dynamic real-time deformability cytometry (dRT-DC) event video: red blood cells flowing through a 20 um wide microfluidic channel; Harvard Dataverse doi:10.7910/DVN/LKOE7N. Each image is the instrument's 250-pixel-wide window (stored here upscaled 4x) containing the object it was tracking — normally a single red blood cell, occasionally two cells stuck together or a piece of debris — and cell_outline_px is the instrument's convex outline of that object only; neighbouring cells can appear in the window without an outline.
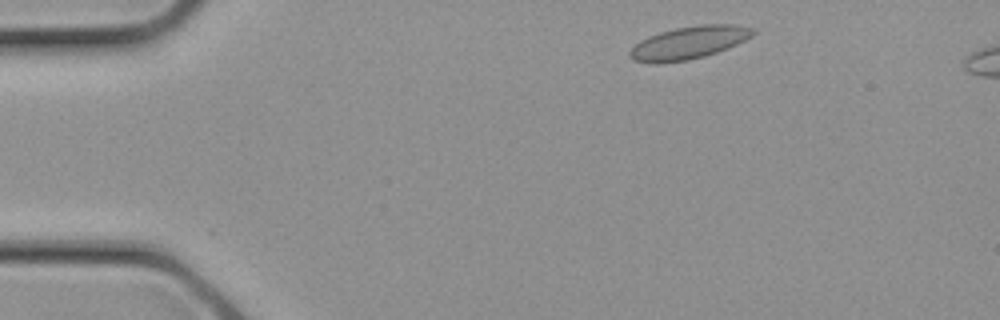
{"species": "common noctule bat (a hibernating species)", "species_latin": "Nyctalus noctula", "temperature_condition": "cold", "stored_images_in_passage": 13, "camera_frame_rate_fps": 3000, "um_per_image_px": 0.085, "animal": {"sex": "female", "body_mass_g": 21.9}, "frame": {"image": 1, "passage_image": 2, "time_ms": 0.333, "image_size_px": [1000, 320], "cell_outline_px": [[756, 32], [752, 36], [728, 48], [704, 56], [688, 60], [656, 64], [632, 60], [628, 56], [628, 52], [640, 40], [648, 36], [660, 32], [676, 28], [700, 24], [736, 24], [756, 28]], "centroid_in_image_um": [58.55, 3.62], "position_along_channel_um": 26.4, "area_um2": 23.64}}
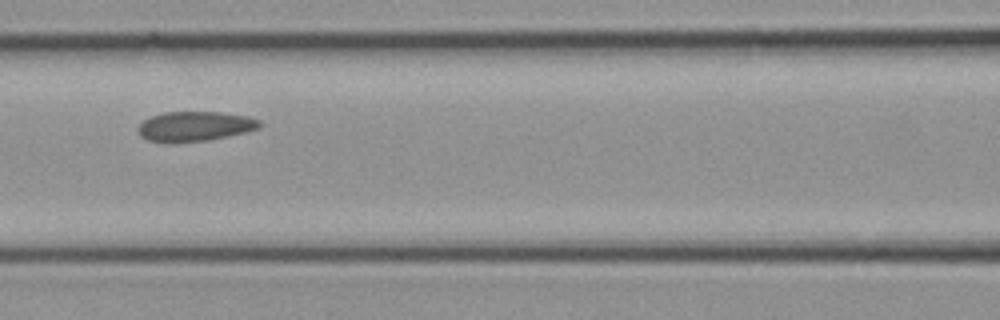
{"frame": {"image": 2, "passage_image": 10, "time_ms": 3.0, "image_size_px": [1000, 320], "cell_outline_px": [[260, 128], [228, 136], [208, 140], [148, 140], [140, 136], [136, 128], [144, 120], [152, 116], [164, 112], [220, 112], [248, 116], [260, 120]], "centroid_in_image_um": [16.59, 10.7], "position_along_channel_um": 150.0, "area_um2": 20.46}}
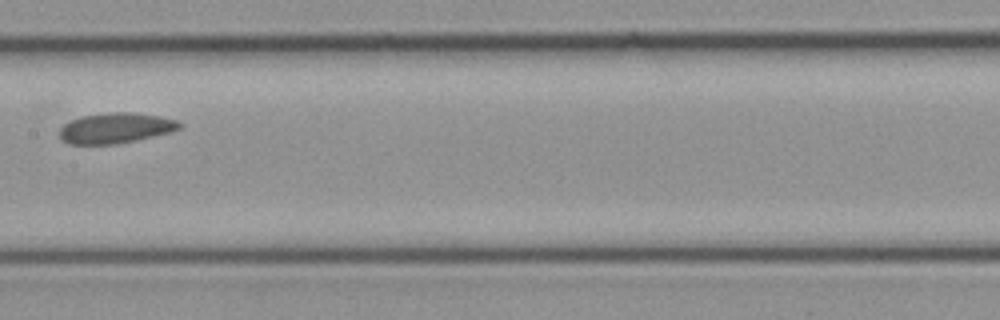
{"frame": {"image": 3, "passage_image": 12, "time_ms": 3.667, "image_size_px": [1000, 320], "cell_outline_px": [[184, 124], [180, 128], [172, 132], [136, 140], [116, 144], [68, 144], [60, 140], [60, 128], [64, 124], [80, 116], [108, 112], [132, 112], [160, 116], [176, 120]], "centroid_in_image_um": [9.83, 10.88], "position_along_channel_um": 197.6, "area_um2": 21.44}}